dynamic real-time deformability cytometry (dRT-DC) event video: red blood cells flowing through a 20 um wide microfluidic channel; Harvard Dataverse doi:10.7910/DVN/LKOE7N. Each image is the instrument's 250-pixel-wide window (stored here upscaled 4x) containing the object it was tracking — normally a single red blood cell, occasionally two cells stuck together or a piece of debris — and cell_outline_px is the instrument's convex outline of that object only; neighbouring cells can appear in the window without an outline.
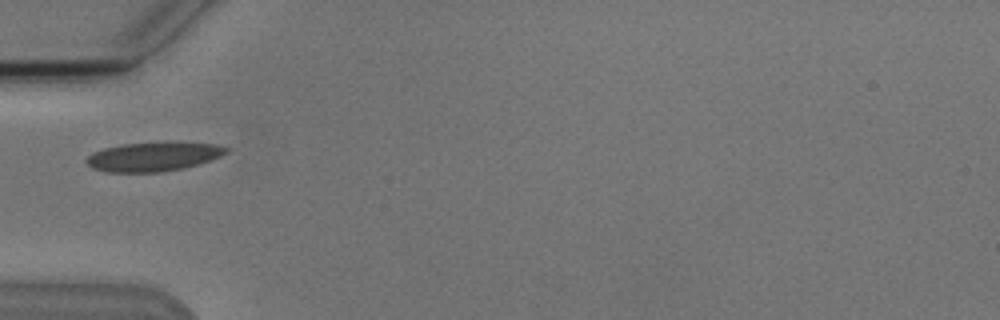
{"species": "Egyptian fruit bat (a non-hibernating species)", "species_latin": "Rousettus aegyptiacus", "temperature_condition": "cold", "stored_images_in_passage": 2, "camera_frame_rate_fps": 3000, "um_per_image_px": 0.085, "animal": {"sex": "male"}, "frame": {"image": 1, "passage_image": 1, "time_ms": 0.0, "image_size_px": [1000, 320], "cell_outline_px": [[232, 148], [228, 152], [220, 156], [184, 168], [160, 172], [104, 172], [92, 168], [84, 160], [92, 152], [104, 148], [124, 144], [176, 140], [220, 144]], "centroid_in_image_um": [13.09, 13.28], "position_along_channel_um": 71.9, "area_um2": 24.39}}